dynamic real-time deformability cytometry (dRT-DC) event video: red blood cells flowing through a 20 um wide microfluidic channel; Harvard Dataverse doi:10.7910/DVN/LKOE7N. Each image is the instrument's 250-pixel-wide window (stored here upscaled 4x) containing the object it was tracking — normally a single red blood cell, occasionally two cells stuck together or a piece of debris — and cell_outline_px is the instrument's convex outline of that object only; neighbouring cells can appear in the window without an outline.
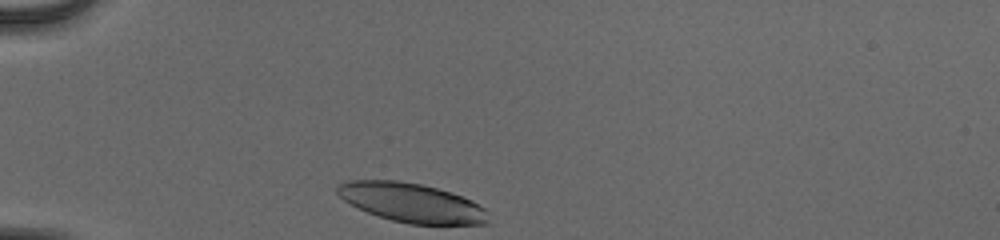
{"species": "human", "species_latin": "Homo sapiens", "temperature_condition": "cold", "stored_images_in_passage": 30, "camera_frame_rate_fps": 3000, "um_per_image_px": 0.085, "donor": {"sex": "male"}, "frame": {"image": 1, "passage_image": 1, "time_ms": 0.0, "image_size_px": [1000, 240], "cell_outline_px": [[488, 224], [408, 224], [392, 220], [368, 212], [344, 200], [336, 192], [336, 188], [340, 184], [348, 180], [400, 180], [420, 184], [452, 192], [472, 200], [484, 208], [488, 212]], "centroid_in_image_um": [35.01, 17.22], "position_along_channel_um": 50.0, "area_um2": 34.28}}
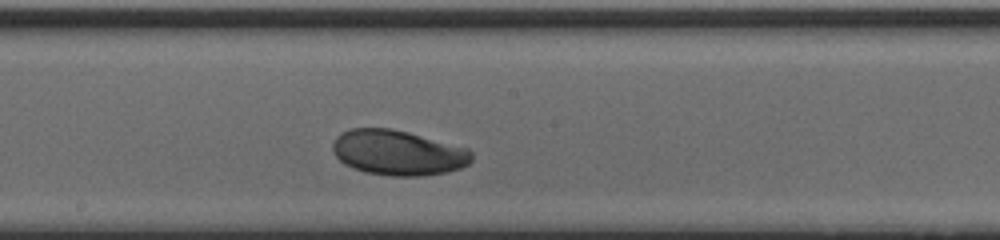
{"frame": {"image": 2, "passage_image": 16, "time_ms": 5.0, "image_size_px": [1000, 240], "cell_outline_px": [[472, 160], [468, 164], [460, 168], [448, 172], [420, 176], [392, 176], [364, 172], [352, 168], [344, 164], [336, 156], [332, 148], [332, 144], [336, 136], [340, 132], [352, 128], [392, 128], [408, 132], [468, 148], [472, 152]], "centroid_in_image_um": [33.81, 12.98], "position_along_channel_um": 214.4, "area_um2": 36.76}}
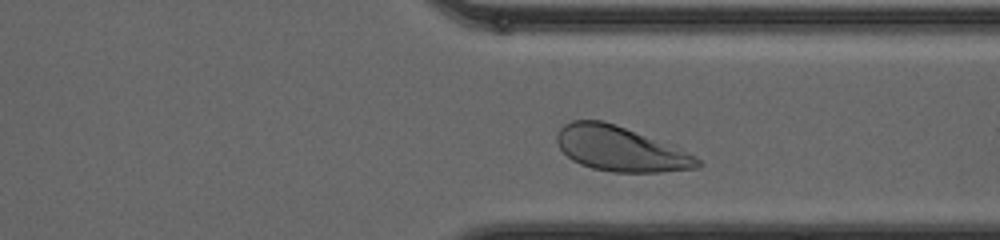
{"frame": {"image": 3, "passage_image": 27, "time_ms": 8.667, "image_size_px": [1000, 240], "cell_outline_px": [[704, 164], [700, 168], [660, 172], [612, 172], [592, 168], [580, 164], [572, 160], [560, 148], [556, 140], [556, 136], [560, 128], [564, 124], [572, 120], [604, 120], [680, 148], [696, 156]], "centroid_in_image_um": [52.75, 12.66], "position_along_channel_um": 358.6, "area_um2": 36.76}, "authors_computed_cell_mechanics": {"area_um2": 36.7319, "velocity_mm_per_s": 3.8992, "shape_relaxation_time_tau1_ms": 2.9524, "shape_relaxation_time_tau2_ms": null, "deformation_change_tau1": 0.1552, "deformation_change_tau2": null}}